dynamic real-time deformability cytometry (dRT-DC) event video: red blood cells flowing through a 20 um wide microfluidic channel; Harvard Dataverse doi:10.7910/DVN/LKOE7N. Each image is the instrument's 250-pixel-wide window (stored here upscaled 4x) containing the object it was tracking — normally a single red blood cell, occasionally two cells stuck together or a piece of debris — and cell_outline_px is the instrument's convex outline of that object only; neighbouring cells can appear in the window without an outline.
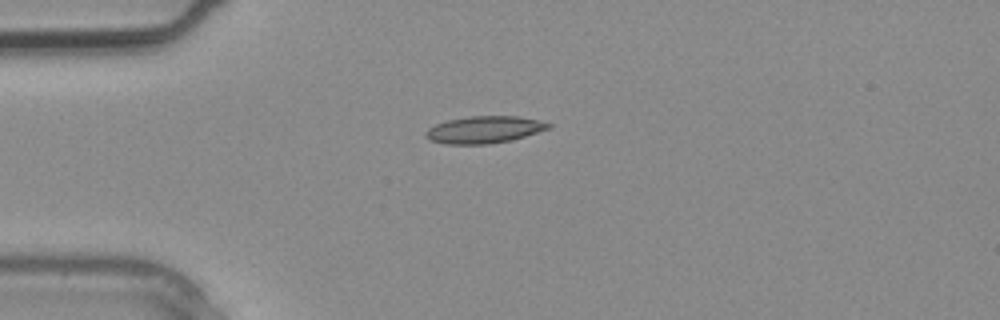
{"species": "common noctule bat (a hibernating species)", "species_latin": "Nyctalus noctula", "temperature_condition": "warm", "stored_images_in_passage": 1, "camera_frame_rate_fps": 3000, "um_per_image_px": 0.085, "animal": {"sex": "male", "body_mass_g": 20.4}, "frame": {"image": 1, "passage_image": 1, "time_ms": 0.0, "image_size_px": [1000, 320], "cell_outline_px": [[552, 128], [512, 140], [488, 144], [444, 144], [432, 140], [424, 136], [424, 132], [428, 128], [436, 124], [448, 120], [468, 116], [516, 116], [536, 120], [552, 124]], "centroid_in_image_um": [41.15, 11.02], "position_along_channel_um": 43.8, "area_um2": 19.36}}